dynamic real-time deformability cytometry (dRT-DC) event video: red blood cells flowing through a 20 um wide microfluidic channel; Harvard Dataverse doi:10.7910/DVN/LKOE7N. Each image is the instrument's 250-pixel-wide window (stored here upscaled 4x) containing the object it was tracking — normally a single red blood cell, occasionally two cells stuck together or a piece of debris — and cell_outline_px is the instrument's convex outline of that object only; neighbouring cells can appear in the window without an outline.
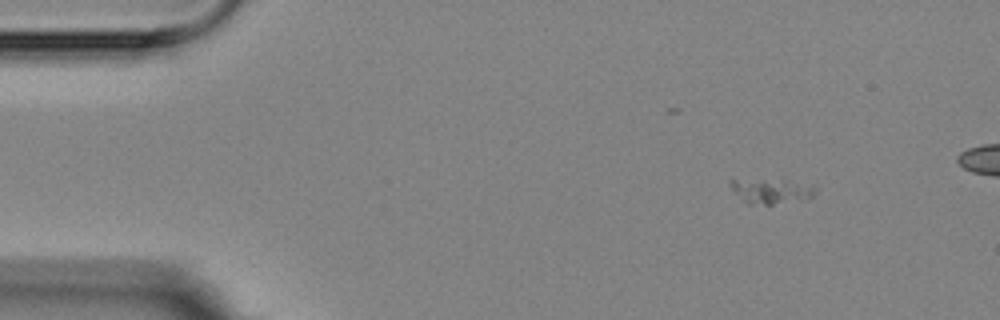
{"species": "Egyptian fruit bat (a non-hibernating species)", "species_latin": "Rousettus aegyptiacus", "temperature_condition": "room temperature", "stored_images_in_passage": 3, "camera_frame_rate_fps": 3000, "um_per_image_px": 0.085, "animal": {"sex": "female"}, "frame": {"image": 1, "passage_image": 3, "time_ms": 2.0, "image_size_px": [1000, 320], "cell_outline_px": [[816, 192], [812, 196], [800, 200], [772, 204], [748, 204], [728, 184], [728, 180], [788, 180], [812, 184], [816, 188]], "centroid_in_image_um": [65.6, 16.23], "position_along_channel_um": 19.4, "area_um2": 12.08}}